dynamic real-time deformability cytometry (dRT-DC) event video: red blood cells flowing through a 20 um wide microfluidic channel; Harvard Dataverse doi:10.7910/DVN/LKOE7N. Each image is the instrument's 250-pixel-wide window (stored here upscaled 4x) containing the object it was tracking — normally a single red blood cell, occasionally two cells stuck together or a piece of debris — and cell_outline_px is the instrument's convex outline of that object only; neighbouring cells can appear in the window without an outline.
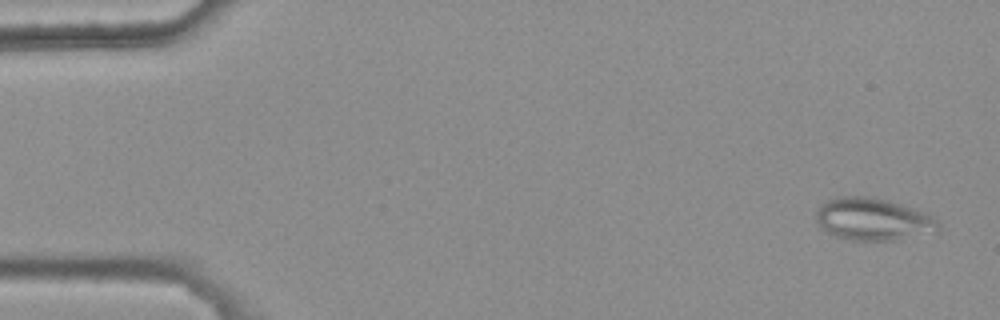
{"species": "common noctule bat (a hibernating species)", "species_latin": "Nyctalus noctula", "temperature_condition": "warm", "stored_images_in_passage": 9, "camera_frame_rate_fps": 3000, "um_per_image_px": 0.085, "animal": {"sex": "female", "body_mass_g": 25.1}, "frame": {"image": 1, "passage_image": 1, "time_ms": 0.0, "image_size_px": [1000, 320], "cell_outline_px": [[940, 224], [936, 228], [900, 240], [852, 240], [836, 236], [828, 232], [816, 220], [816, 212], [820, 204], [828, 200], [840, 196], [868, 196], [888, 200], [928, 212]], "centroid_in_image_um": [74.17, 18.61], "position_along_channel_um": 10.8, "area_um2": 29.71}}
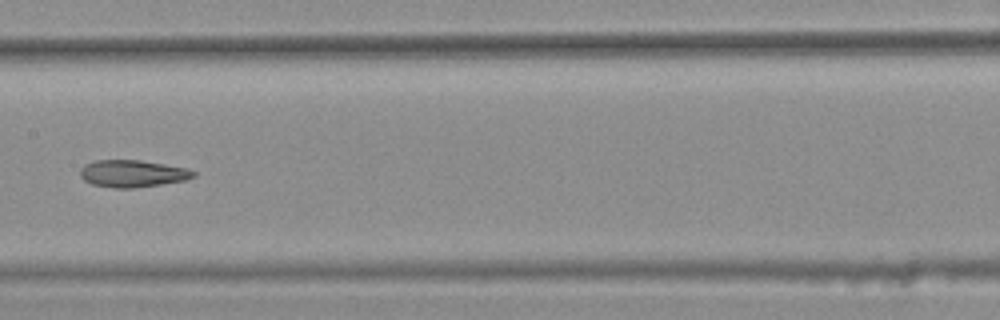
{"frame": {"image": 2, "passage_image": 8, "time_ms": 2.333, "image_size_px": [1000, 320], "cell_outline_px": [[196, 176], [184, 180], [160, 184], [132, 188], [116, 188], [92, 184], [84, 180], [80, 176], [80, 168], [84, 164], [96, 160], [140, 160], [188, 168], [196, 172]], "centroid_in_image_um": [11.25, 14.74], "position_along_channel_um": 196.1, "area_um2": 17.86}}
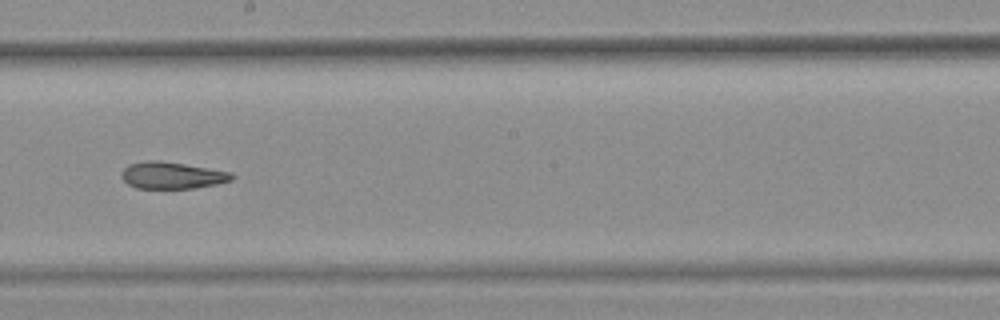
{"frame": {"image": 3, "passage_image": 9, "time_ms": 2.667, "image_size_px": [1000, 320], "cell_outline_px": [[236, 176], [232, 180], [216, 184], [196, 188], [136, 188], [128, 184], [120, 176], [120, 172], [128, 164], [148, 160], [160, 160], [232, 172]], "centroid_in_image_um": [14.61, 14.9], "position_along_channel_um": 233.6, "area_um2": 17.34}}